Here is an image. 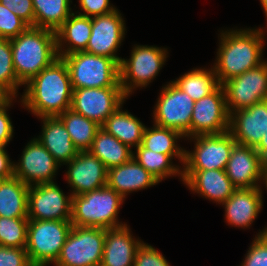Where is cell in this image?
<instances>
[{"instance_id":"1","label":"cell","mask_w":267,"mask_h":266,"mask_svg":"<svg viewBox=\"0 0 267 266\" xmlns=\"http://www.w3.org/2000/svg\"><path fill=\"white\" fill-rule=\"evenodd\" d=\"M24 86L21 105L39 118L59 116L71 108L73 90L67 64L62 58L56 59Z\"/></svg>"},{"instance_id":"2","label":"cell","mask_w":267,"mask_h":266,"mask_svg":"<svg viewBox=\"0 0 267 266\" xmlns=\"http://www.w3.org/2000/svg\"><path fill=\"white\" fill-rule=\"evenodd\" d=\"M265 32L261 28L222 30L213 65L220 85L265 61L262 59Z\"/></svg>"},{"instance_id":"3","label":"cell","mask_w":267,"mask_h":266,"mask_svg":"<svg viewBox=\"0 0 267 266\" xmlns=\"http://www.w3.org/2000/svg\"><path fill=\"white\" fill-rule=\"evenodd\" d=\"M10 43L15 74L23 85L59 58L52 30L29 26Z\"/></svg>"},{"instance_id":"4","label":"cell","mask_w":267,"mask_h":266,"mask_svg":"<svg viewBox=\"0 0 267 266\" xmlns=\"http://www.w3.org/2000/svg\"><path fill=\"white\" fill-rule=\"evenodd\" d=\"M124 198L108 185L81 195L72 196L71 223L79 227L117 228L118 214Z\"/></svg>"},{"instance_id":"5","label":"cell","mask_w":267,"mask_h":266,"mask_svg":"<svg viewBox=\"0 0 267 266\" xmlns=\"http://www.w3.org/2000/svg\"><path fill=\"white\" fill-rule=\"evenodd\" d=\"M61 58L67 64L72 90L121 87L119 63L112 58L85 51L74 52Z\"/></svg>"},{"instance_id":"6","label":"cell","mask_w":267,"mask_h":266,"mask_svg":"<svg viewBox=\"0 0 267 266\" xmlns=\"http://www.w3.org/2000/svg\"><path fill=\"white\" fill-rule=\"evenodd\" d=\"M72 226L71 220H29L25 248L33 266L55 264Z\"/></svg>"},{"instance_id":"7","label":"cell","mask_w":267,"mask_h":266,"mask_svg":"<svg viewBox=\"0 0 267 266\" xmlns=\"http://www.w3.org/2000/svg\"><path fill=\"white\" fill-rule=\"evenodd\" d=\"M129 59L119 64L120 85L128 97L137 87H147L156 78L168 57L167 48L134 45Z\"/></svg>"},{"instance_id":"8","label":"cell","mask_w":267,"mask_h":266,"mask_svg":"<svg viewBox=\"0 0 267 266\" xmlns=\"http://www.w3.org/2000/svg\"><path fill=\"white\" fill-rule=\"evenodd\" d=\"M106 229L72 226L55 266H100Z\"/></svg>"},{"instance_id":"9","label":"cell","mask_w":267,"mask_h":266,"mask_svg":"<svg viewBox=\"0 0 267 266\" xmlns=\"http://www.w3.org/2000/svg\"><path fill=\"white\" fill-rule=\"evenodd\" d=\"M159 94L153 111L154 124L175 129L189 140L195 101L172 81Z\"/></svg>"},{"instance_id":"10","label":"cell","mask_w":267,"mask_h":266,"mask_svg":"<svg viewBox=\"0 0 267 266\" xmlns=\"http://www.w3.org/2000/svg\"><path fill=\"white\" fill-rule=\"evenodd\" d=\"M194 150L184 152L182 170H225L230 153L236 144L233 135L227 131L221 134L197 135Z\"/></svg>"},{"instance_id":"11","label":"cell","mask_w":267,"mask_h":266,"mask_svg":"<svg viewBox=\"0 0 267 266\" xmlns=\"http://www.w3.org/2000/svg\"><path fill=\"white\" fill-rule=\"evenodd\" d=\"M229 114L267 99V61L222 84Z\"/></svg>"},{"instance_id":"12","label":"cell","mask_w":267,"mask_h":266,"mask_svg":"<svg viewBox=\"0 0 267 266\" xmlns=\"http://www.w3.org/2000/svg\"><path fill=\"white\" fill-rule=\"evenodd\" d=\"M125 99L122 87L79 88L72 91L70 109L102 126Z\"/></svg>"},{"instance_id":"13","label":"cell","mask_w":267,"mask_h":266,"mask_svg":"<svg viewBox=\"0 0 267 266\" xmlns=\"http://www.w3.org/2000/svg\"><path fill=\"white\" fill-rule=\"evenodd\" d=\"M72 195L53 183L31 185L28 190L29 220H71Z\"/></svg>"},{"instance_id":"14","label":"cell","mask_w":267,"mask_h":266,"mask_svg":"<svg viewBox=\"0 0 267 266\" xmlns=\"http://www.w3.org/2000/svg\"><path fill=\"white\" fill-rule=\"evenodd\" d=\"M18 161H13V175L28 186L53 183L61 166L37 138L28 142Z\"/></svg>"},{"instance_id":"15","label":"cell","mask_w":267,"mask_h":266,"mask_svg":"<svg viewBox=\"0 0 267 266\" xmlns=\"http://www.w3.org/2000/svg\"><path fill=\"white\" fill-rule=\"evenodd\" d=\"M230 114L220 85L213 93L195 101L191 118V137L229 131Z\"/></svg>"},{"instance_id":"16","label":"cell","mask_w":267,"mask_h":266,"mask_svg":"<svg viewBox=\"0 0 267 266\" xmlns=\"http://www.w3.org/2000/svg\"><path fill=\"white\" fill-rule=\"evenodd\" d=\"M92 28L88 45L84 50L87 53L112 58L121 62L116 55L118 48L125 38V20L118 9L100 16L91 17Z\"/></svg>"},{"instance_id":"17","label":"cell","mask_w":267,"mask_h":266,"mask_svg":"<svg viewBox=\"0 0 267 266\" xmlns=\"http://www.w3.org/2000/svg\"><path fill=\"white\" fill-rule=\"evenodd\" d=\"M68 165L66 180L72 196L81 195L107 185L108 170L103 162L89 151H79Z\"/></svg>"},{"instance_id":"18","label":"cell","mask_w":267,"mask_h":266,"mask_svg":"<svg viewBox=\"0 0 267 266\" xmlns=\"http://www.w3.org/2000/svg\"><path fill=\"white\" fill-rule=\"evenodd\" d=\"M266 163L255 148L235 144L226 166V175L237 188H258L263 181ZM259 181V182H258Z\"/></svg>"},{"instance_id":"19","label":"cell","mask_w":267,"mask_h":266,"mask_svg":"<svg viewBox=\"0 0 267 266\" xmlns=\"http://www.w3.org/2000/svg\"><path fill=\"white\" fill-rule=\"evenodd\" d=\"M267 131V99L230 114L229 132L237 144L256 148Z\"/></svg>"},{"instance_id":"20","label":"cell","mask_w":267,"mask_h":266,"mask_svg":"<svg viewBox=\"0 0 267 266\" xmlns=\"http://www.w3.org/2000/svg\"><path fill=\"white\" fill-rule=\"evenodd\" d=\"M182 181L192 192L220 205L237 189L225 170H182Z\"/></svg>"},{"instance_id":"21","label":"cell","mask_w":267,"mask_h":266,"mask_svg":"<svg viewBox=\"0 0 267 266\" xmlns=\"http://www.w3.org/2000/svg\"><path fill=\"white\" fill-rule=\"evenodd\" d=\"M221 205L228 225L249 228L262 210V187L236 189Z\"/></svg>"},{"instance_id":"22","label":"cell","mask_w":267,"mask_h":266,"mask_svg":"<svg viewBox=\"0 0 267 266\" xmlns=\"http://www.w3.org/2000/svg\"><path fill=\"white\" fill-rule=\"evenodd\" d=\"M128 225L106 229L100 266H134V258L143 241L133 238Z\"/></svg>"},{"instance_id":"23","label":"cell","mask_w":267,"mask_h":266,"mask_svg":"<svg viewBox=\"0 0 267 266\" xmlns=\"http://www.w3.org/2000/svg\"><path fill=\"white\" fill-rule=\"evenodd\" d=\"M160 183L134 158L118 167L108 169L107 185L124 199L127 194Z\"/></svg>"},{"instance_id":"24","label":"cell","mask_w":267,"mask_h":266,"mask_svg":"<svg viewBox=\"0 0 267 266\" xmlns=\"http://www.w3.org/2000/svg\"><path fill=\"white\" fill-rule=\"evenodd\" d=\"M40 119L43 126L41 135L37 139L60 165L70 162L77 156L79 150L71 141L70 134L62 120L58 116Z\"/></svg>"},{"instance_id":"25","label":"cell","mask_w":267,"mask_h":266,"mask_svg":"<svg viewBox=\"0 0 267 266\" xmlns=\"http://www.w3.org/2000/svg\"><path fill=\"white\" fill-rule=\"evenodd\" d=\"M91 28V17L73 12L56 31L58 57L61 58L74 52L84 51L91 36Z\"/></svg>"},{"instance_id":"26","label":"cell","mask_w":267,"mask_h":266,"mask_svg":"<svg viewBox=\"0 0 267 266\" xmlns=\"http://www.w3.org/2000/svg\"><path fill=\"white\" fill-rule=\"evenodd\" d=\"M122 106L107 118L101 128L131 149L137 148L141 145L146 126L127 110L123 111Z\"/></svg>"},{"instance_id":"27","label":"cell","mask_w":267,"mask_h":266,"mask_svg":"<svg viewBox=\"0 0 267 266\" xmlns=\"http://www.w3.org/2000/svg\"><path fill=\"white\" fill-rule=\"evenodd\" d=\"M28 185L19 178L0 180V216L28 218Z\"/></svg>"},{"instance_id":"28","label":"cell","mask_w":267,"mask_h":266,"mask_svg":"<svg viewBox=\"0 0 267 266\" xmlns=\"http://www.w3.org/2000/svg\"><path fill=\"white\" fill-rule=\"evenodd\" d=\"M99 158L108 169L118 167L133 158L132 149L121 143L117 138L100 128L88 150Z\"/></svg>"},{"instance_id":"29","label":"cell","mask_w":267,"mask_h":266,"mask_svg":"<svg viewBox=\"0 0 267 266\" xmlns=\"http://www.w3.org/2000/svg\"><path fill=\"white\" fill-rule=\"evenodd\" d=\"M184 136L177 130L161 127L156 124L152 128H145L141 146L157 153L167 154L180 160L184 164L185 149L177 144V140Z\"/></svg>"},{"instance_id":"30","label":"cell","mask_w":267,"mask_h":266,"mask_svg":"<svg viewBox=\"0 0 267 266\" xmlns=\"http://www.w3.org/2000/svg\"><path fill=\"white\" fill-rule=\"evenodd\" d=\"M34 27L56 32L73 13L72 0H32Z\"/></svg>"},{"instance_id":"31","label":"cell","mask_w":267,"mask_h":266,"mask_svg":"<svg viewBox=\"0 0 267 266\" xmlns=\"http://www.w3.org/2000/svg\"><path fill=\"white\" fill-rule=\"evenodd\" d=\"M172 82L194 101L210 95L220 86L213 67L195 68Z\"/></svg>"},{"instance_id":"32","label":"cell","mask_w":267,"mask_h":266,"mask_svg":"<svg viewBox=\"0 0 267 266\" xmlns=\"http://www.w3.org/2000/svg\"><path fill=\"white\" fill-rule=\"evenodd\" d=\"M58 117L64 123L74 146L79 151H88L101 126L72 109H67Z\"/></svg>"},{"instance_id":"33","label":"cell","mask_w":267,"mask_h":266,"mask_svg":"<svg viewBox=\"0 0 267 266\" xmlns=\"http://www.w3.org/2000/svg\"><path fill=\"white\" fill-rule=\"evenodd\" d=\"M133 153V158L152 174L159 182L169 176H180L182 180V168L179 165L172 164V158L167 154L157 153L155 151L143 148L139 145ZM136 154V155H135Z\"/></svg>"},{"instance_id":"34","label":"cell","mask_w":267,"mask_h":266,"mask_svg":"<svg viewBox=\"0 0 267 266\" xmlns=\"http://www.w3.org/2000/svg\"><path fill=\"white\" fill-rule=\"evenodd\" d=\"M28 223V218L0 216V246L25 248Z\"/></svg>"},{"instance_id":"35","label":"cell","mask_w":267,"mask_h":266,"mask_svg":"<svg viewBox=\"0 0 267 266\" xmlns=\"http://www.w3.org/2000/svg\"><path fill=\"white\" fill-rule=\"evenodd\" d=\"M0 84L14 97L23 84L17 79L12 59L10 39L0 38Z\"/></svg>"},{"instance_id":"36","label":"cell","mask_w":267,"mask_h":266,"mask_svg":"<svg viewBox=\"0 0 267 266\" xmlns=\"http://www.w3.org/2000/svg\"><path fill=\"white\" fill-rule=\"evenodd\" d=\"M29 25L0 3V38L12 39L25 31Z\"/></svg>"},{"instance_id":"37","label":"cell","mask_w":267,"mask_h":266,"mask_svg":"<svg viewBox=\"0 0 267 266\" xmlns=\"http://www.w3.org/2000/svg\"><path fill=\"white\" fill-rule=\"evenodd\" d=\"M241 266H267V227L255 236Z\"/></svg>"},{"instance_id":"38","label":"cell","mask_w":267,"mask_h":266,"mask_svg":"<svg viewBox=\"0 0 267 266\" xmlns=\"http://www.w3.org/2000/svg\"><path fill=\"white\" fill-rule=\"evenodd\" d=\"M134 266H170V264L162 253L143 242L136 252Z\"/></svg>"},{"instance_id":"39","label":"cell","mask_w":267,"mask_h":266,"mask_svg":"<svg viewBox=\"0 0 267 266\" xmlns=\"http://www.w3.org/2000/svg\"><path fill=\"white\" fill-rule=\"evenodd\" d=\"M0 266H33L26 248L0 246Z\"/></svg>"},{"instance_id":"40","label":"cell","mask_w":267,"mask_h":266,"mask_svg":"<svg viewBox=\"0 0 267 266\" xmlns=\"http://www.w3.org/2000/svg\"><path fill=\"white\" fill-rule=\"evenodd\" d=\"M0 3L25 21L29 26H34V8L32 0H0Z\"/></svg>"},{"instance_id":"41","label":"cell","mask_w":267,"mask_h":266,"mask_svg":"<svg viewBox=\"0 0 267 266\" xmlns=\"http://www.w3.org/2000/svg\"><path fill=\"white\" fill-rule=\"evenodd\" d=\"M79 5L83 13H76L87 17L100 16L116 10V7L110 4V0H79Z\"/></svg>"},{"instance_id":"42","label":"cell","mask_w":267,"mask_h":266,"mask_svg":"<svg viewBox=\"0 0 267 266\" xmlns=\"http://www.w3.org/2000/svg\"><path fill=\"white\" fill-rule=\"evenodd\" d=\"M13 97L9 102L0 107V142L6 147L8 142L13 138L14 127L12 125L10 116L7 113V109L11 107Z\"/></svg>"},{"instance_id":"43","label":"cell","mask_w":267,"mask_h":266,"mask_svg":"<svg viewBox=\"0 0 267 266\" xmlns=\"http://www.w3.org/2000/svg\"><path fill=\"white\" fill-rule=\"evenodd\" d=\"M4 147L0 150V180L12 178L13 175V162L10 160L7 150Z\"/></svg>"},{"instance_id":"44","label":"cell","mask_w":267,"mask_h":266,"mask_svg":"<svg viewBox=\"0 0 267 266\" xmlns=\"http://www.w3.org/2000/svg\"><path fill=\"white\" fill-rule=\"evenodd\" d=\"M259 156L267 164V131L262 136L259 145L255 148Z\"/></svg>"},{"instance_id":"45","label":"cell","mask_w":267,"mask_h":266,"mask_svg":"<svg viewBox=\"0 0 267 266\" xmlns=\"http://www.w3.org/2000/svg\"><path fill=\"white\" fill-rule=\"evenodd\" d=\"M14 96L0 84V107L9 102Z\"/></svg>"},{"instance_id":"46","label":"cell","mask_w":267,"mask_h":266,"mask_svg":"<svg viewBox=\"0 0 267 266\" xmlns=\"http://www.w3.org/2000/svg\"><path fill=\"white\" fill-rule=\"evenodd\" d=\"M265 184V188L267 189V164L264 166V172H263V181L262 184Z\"/></svg>"},{"instance_id":"47","label":"cell","mask_w":267,"mask_h":266,"mask_svg":"<svg viewBox=\"0 0 267 266\" xmlns=\"http://www.w3.org/2000/svg\"><path fill=\"white\" fill-rule=\"evenodd\" d=\"M260 3L262 5V8L264 10L265 16L267 17V0H260ZM267 20V18H266Z\"/></svg>"},{"instance_id":"48","label":"cell","mask_w":267,"mask_h":266,"mask_svg":"<svg viewBox=\"0 0 267 266\" xmlns=\"http://www.w3.org/2000/svg\"><path fill=\"white\" fill-rule=\"evenodd\" d=\"M5 146L0 142V150H2Z\"/></svg>"}]
</instances>
